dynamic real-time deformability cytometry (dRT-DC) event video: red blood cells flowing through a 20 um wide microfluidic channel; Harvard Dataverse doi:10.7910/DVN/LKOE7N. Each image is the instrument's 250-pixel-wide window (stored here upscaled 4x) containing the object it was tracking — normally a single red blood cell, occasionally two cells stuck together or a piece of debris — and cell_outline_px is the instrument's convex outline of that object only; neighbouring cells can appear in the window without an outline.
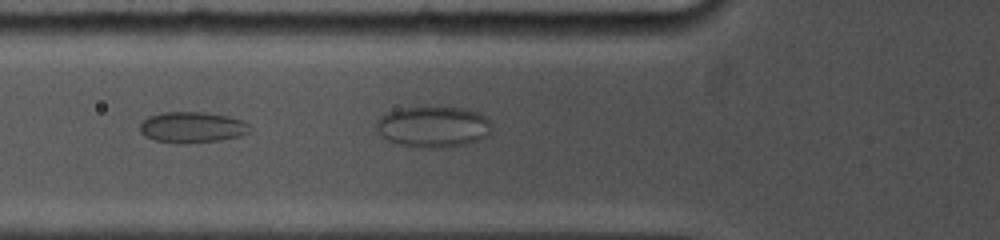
{"species": "common noctule bat (a hibernating species)", "species_latin": "Nyctalus noctula", "temperature_condition": "cold", "stored_images_in_passage": 8, "camera_frame_rate_fps": 5000, "um_per_image_px": 0.085, "animal": {"sex": "female", "body_mass_g": 19.0, "forearm_length_mm": 53.3}, "frame": {"image": 1, "passage_image": 6, "time_ms": 2.4, "image_size_px": [1000, 240], "cell_outline_px": [[252, 132], [220, 140], [184, 144], [176, 144], [156, 140], [144, 136], [140, 132], [140, 124], [148, 116], [164, 112], [204, 112], [228, 116], [244, 120], [252, 128]], "centroid_in_image_um": [16.34, 10.82], "position_along_channel_um": 109.5, "area_um2": 20.0}}
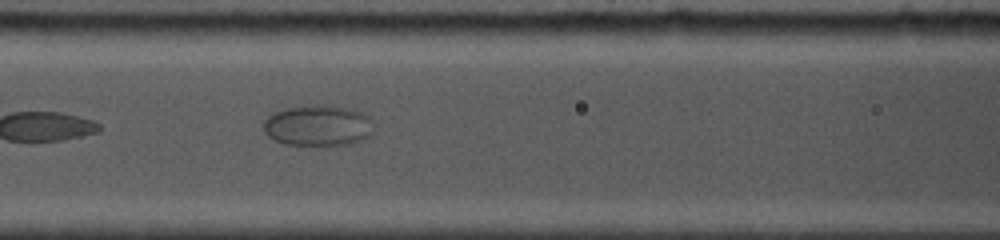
{"frame": {"image": 2, "passage_image": 8, "time_ms": 3.8, "image_size_px": [1000, 240], "cell_outline_px": [[372, 132], [368, 136], [352, 144], [324, 148], [308, 148], [284, 144], [268, 136], [264, 132], [264, 120], [268, 116], [276, 112], [288, 108], [312, 104], [328, 104], [348, 108], [364, 112], [372, 120]], "centroid_in_image_um": [27.05, 10.72], "position_along_channel_um": 139.6, "area_um2": 27.4}}